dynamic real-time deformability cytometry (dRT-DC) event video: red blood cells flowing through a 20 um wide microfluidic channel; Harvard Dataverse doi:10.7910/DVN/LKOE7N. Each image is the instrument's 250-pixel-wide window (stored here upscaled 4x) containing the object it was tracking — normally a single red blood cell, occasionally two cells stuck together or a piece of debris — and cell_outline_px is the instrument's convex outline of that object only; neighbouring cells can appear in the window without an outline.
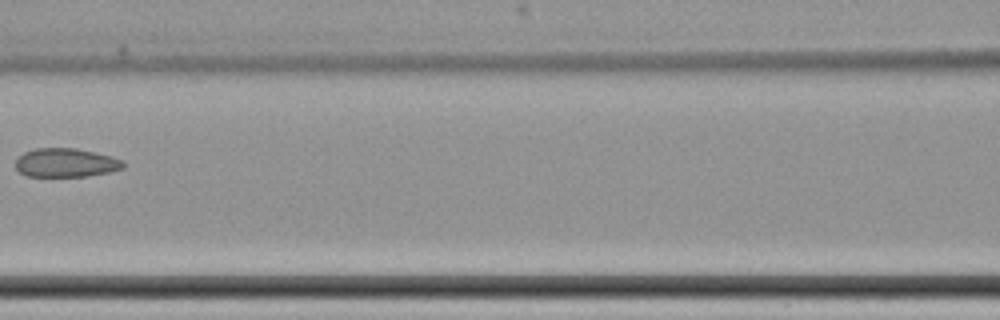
{"species": "common noctule bat (a hibernating species)", "species_latin": "Nyctalus noctula", "temperature_condition": "cold", "stored_images_in_passage": 6, "camera_frame_rate_fps": 3000, "um_per_image_px": 0.085, "animal": {"sex": "female", "body_mass_g": 22.7, "forearm_length_mm": 54.2}, "frame": {"image": 1, "passage_image": 6, "time_ms": 6.0, "image_size_px": [1000, 320], "cell_outline_px": [[124, 168], [108, 172], [88, 176], [24, 176], [16, 168], [16, 160], [24, 152], [36, 148], [76, 148], [112, 156], [124, 160]], "centroid_in_image_um": [5.61, 13.83], "position_along_channel_um": 161.0, "area_um2": 18.09}}